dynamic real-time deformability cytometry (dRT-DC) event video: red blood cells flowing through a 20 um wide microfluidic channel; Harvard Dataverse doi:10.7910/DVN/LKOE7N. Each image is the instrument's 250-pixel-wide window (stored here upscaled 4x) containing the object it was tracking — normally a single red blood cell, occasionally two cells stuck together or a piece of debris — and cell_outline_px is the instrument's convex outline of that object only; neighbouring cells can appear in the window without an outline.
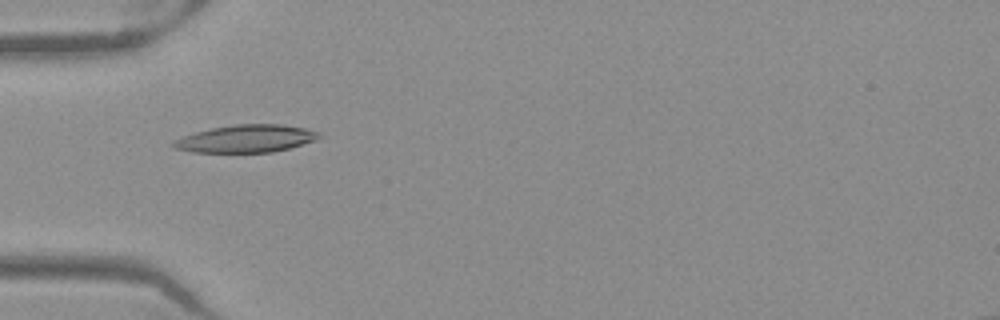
{"species": "Egyptian fruit bat (a non-hibernating species)", "species_latin": "Rousettus aegyptiacus", "temperature_condition": "warm", "stored_images_in_passage": 52, "camera_frame_rate_fps": 3000, "um_per_image_px": 0.085, "frame": {"image": 1, "passage_image": 17, "time_ms": 5.333, "image_size_px": [1000, 320], "cell_outline_px": [[320, 136], [316, 140], [288, 148], [272, 152], [192, 152], [176, 148], [172, 144], [172, 140], [196, 132], [212, 128], [232, 124], [284, 124], [304, 128], [320, 132]], "centroid_in_image_um": [20.92, 11.78], "position_along_channel_um": 64.1, "area_um2": 23.24}}
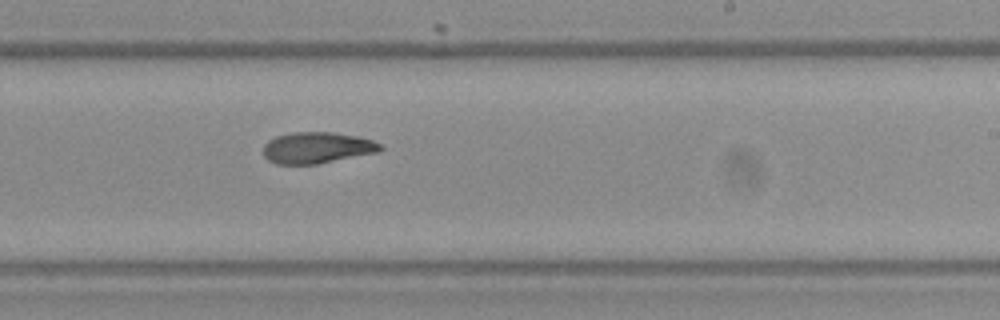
{"frame": {"image": 2, "passage_image": 32, "time_ms": 10.333, "image_size_px": [1000, 320], "cell_outline_px": [[384, 148], [376, 152], [316, 164], [276, 164], [268, 160], [264, 156], [264, 144], [268, 140], [276, 136], [292, 132], [332, 132], [356, 136], [372, 140], [380, 144]], "centroid_in_image_um": [26.91, 12.55], "position_along_channel_um": 262.1, "area_um2": 21.15}}
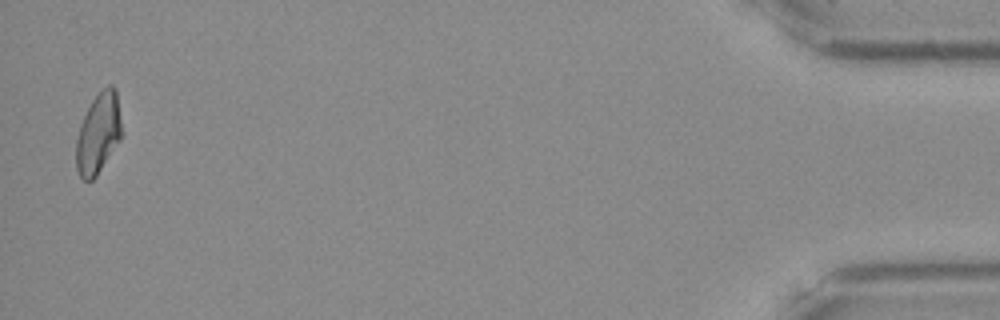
{"frame": {"image": 3, "passage_image": 51, "time_ms": 16.667, "image_size_px": [1000, 320], "cell_outline_px": [[120, 140], [96, 176], [92, 180], [84, 180], [80, 176], [76, 168], [76, 140], [80, 124], [92, 100], [108, 84], [112, 84], [116, 88], [120, 120]], "centroid_in_image_um": [8.34, 11.34], "position_along_channel_um": 426.9, "area_um2": 20.98}}